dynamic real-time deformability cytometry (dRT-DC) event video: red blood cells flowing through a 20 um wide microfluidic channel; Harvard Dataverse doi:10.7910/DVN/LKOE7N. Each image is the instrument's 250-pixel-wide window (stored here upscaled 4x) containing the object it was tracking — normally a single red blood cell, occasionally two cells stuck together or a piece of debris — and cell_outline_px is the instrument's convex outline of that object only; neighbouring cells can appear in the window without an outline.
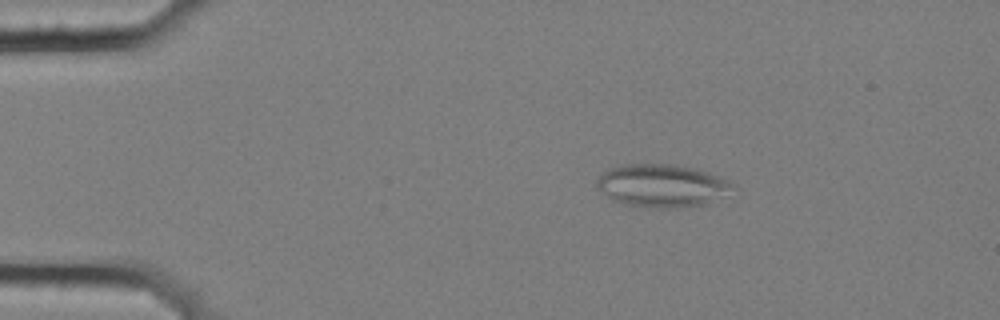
{"species": "common noctule bat (a hibernating species)", "species_latin": "Nyctalus noctula", "temperature_condition": "cold", "stored_images_in_passage": 5, "camera_frame_rate_fps": 3000, "um_per_image_px": 0.085, "animal": {"sex": "female", "body_mass_g": 25.1}, "frame": {"image": 1, "passage_image": 3, "time_ms": 0.667, "image_size_px": [1000, 320], "cell_outline_px": [[732, 188], [720, 196], [704, 204], [676, 208], [660, 208], [628, 204], [612, 200], [596, 184], [596, 180], [608, 168], [624, 164], [672, 164], [692, 168], [708, 172], [728, 180], [732, 184]], "centroid_in_image_um": [56.23, 15.76], "position_along_channel_um": 28.8, "area_um2": 33.18}}